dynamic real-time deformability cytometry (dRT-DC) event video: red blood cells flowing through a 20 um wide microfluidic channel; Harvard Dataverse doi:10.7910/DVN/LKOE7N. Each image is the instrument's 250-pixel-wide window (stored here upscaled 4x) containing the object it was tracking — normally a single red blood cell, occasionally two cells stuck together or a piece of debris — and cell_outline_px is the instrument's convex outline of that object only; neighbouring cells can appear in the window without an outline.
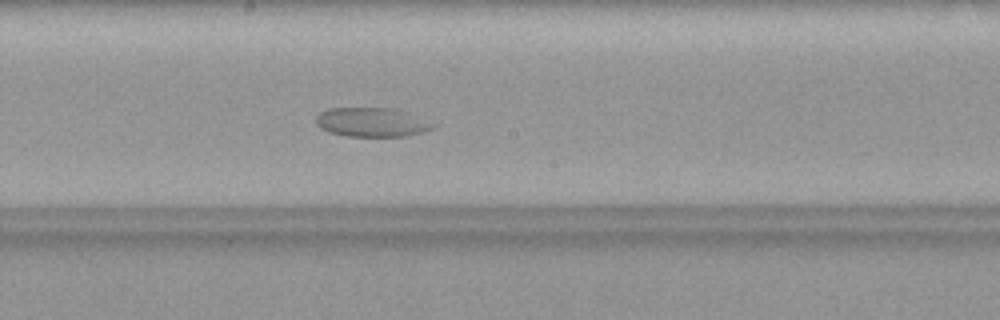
{"species": "common noctule bat (a hibernating species)", "species_latin": "Nyctalus noctula", "temperature_condition": "warm", "stored_images_in_passage": 33, "camera_frame_rate_fps": 3000, "um_per_image_px": 0.085, "animal": {"sex": "female", "body_mass_g": 19.9}, "frame": {"image": 1, "passage_image": 15, "time_ms": 4.667, "image_size_px": [1000, 320], "cell_outline_px": [[440, 124], [424, 132], [408, 136], [344, 136], [328, 132], [320, 128], [316, 124], [316, 116], [320, 112], [328, 108], [392, 108], [408, 112]], "centroid_in_image_um": [31.64, 10.39], "position_along_channel_um": 216.6, "area_um2": 20.23}}
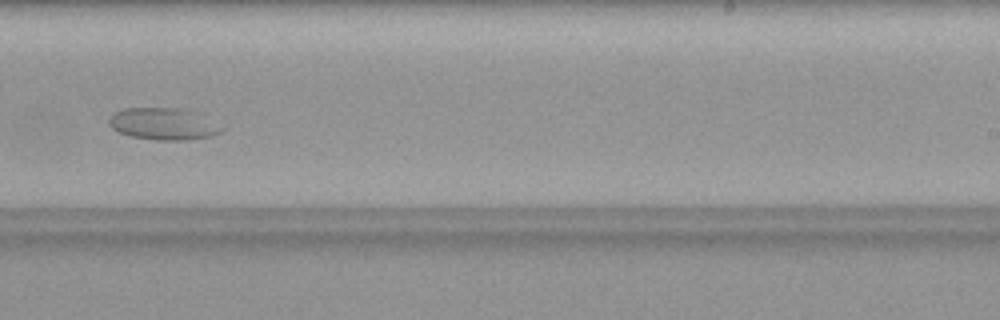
{"frame": {"image": 2, "passage_image": 19, "time_ms": 6.0, "image_size_px": [1000, 320], "cell_outline_px": [[224, 128], [220, 132], [212, 136], [188, 140], [156, 140], [132, 136], [120, 132], [112, 128], [108, 124], [108, 120], [112, 112], [120, 108], [180, 108], [196, 112]], "centroid_in_image_um": [13.84, 10.52], "position_along_channel_um": 275.2, "area_um2": 20.98}}